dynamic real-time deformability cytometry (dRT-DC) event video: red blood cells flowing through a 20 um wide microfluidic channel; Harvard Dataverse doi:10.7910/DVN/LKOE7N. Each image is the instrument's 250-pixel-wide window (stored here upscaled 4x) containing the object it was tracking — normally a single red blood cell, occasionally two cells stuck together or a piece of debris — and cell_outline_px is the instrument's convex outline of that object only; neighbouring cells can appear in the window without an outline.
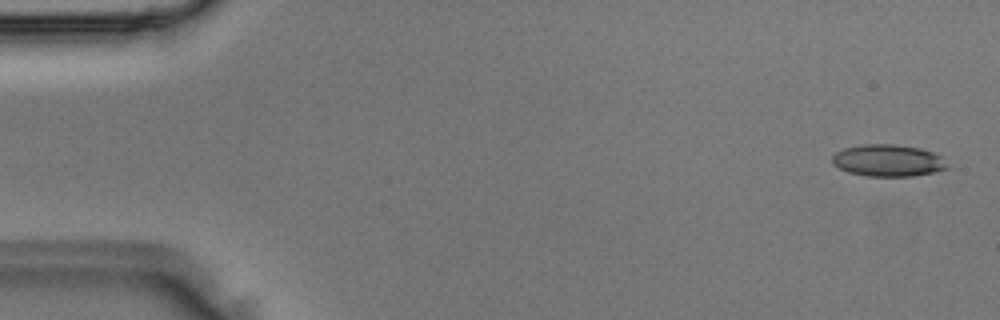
{"species": "Egyptian fruit bat (a non-hibernating species)", "species_latin": "Rousettus aegyptiacus", "temperature_condition": "room temperature", "stored_images_in_passage": 3, "camera_frame_rate_fps": 3000, "um_per_image_px": 0.085, "animal": {"sex": "male"}, "frame": {"image": 1, "passage_image": 3, "time_ms": 0.667, "image_size_px": [1000, 320], "cell_outline_px": [[952, 168], [912, 176], [868, 176], [848, 172], [832, 164], [832, 156], [836, 152], [844, 148], [860, 144], [896, 144], [920, 148], [944, 156]], "centroid_in_image_um": [75.53, 13.63], "position_along_channel_um": 9.5, "area_um2": 21.73}}